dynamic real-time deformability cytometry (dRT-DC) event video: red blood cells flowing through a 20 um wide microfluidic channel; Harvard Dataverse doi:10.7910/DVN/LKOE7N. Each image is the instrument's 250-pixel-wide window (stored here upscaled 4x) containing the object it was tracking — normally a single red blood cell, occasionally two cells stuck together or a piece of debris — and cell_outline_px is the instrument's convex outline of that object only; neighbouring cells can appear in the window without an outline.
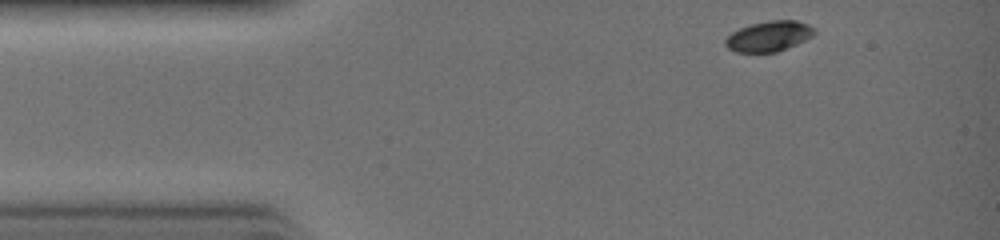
{"species": "common noctule bat (a hibernating species)", "species_latin": "Nyctalus noctula", "temperature_condition": "warm", "stored_images_in_passage": 27, "camera_frame_rate_fps": 3000, "um_per_image_px": 0.085, "animal": {"sex": "female", "body_mass_g": 19.0, "forearm_length_mm": 51.5}, "frame": {"image": 1, "passage_image": 1, "time_ms": 0.0, "image_size_px": [1000, 240], "cell_outline_px": [[816, 32], [812, 36], [796, 44], [776, 52], [736, 52], [728, 48], [724, 44], [724, 40], [732, 32], [740, 28], [752, 24], [768, 20], [796, 20], [808, 24], [816, 28]], "centroid_in_image_um": [65.36, 3.07], "position_along_channel_um": 19.6, "area_um2": 15.72}}
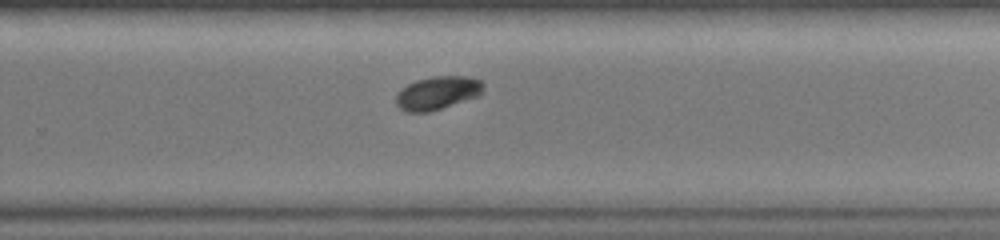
{"frame": {"image": 2, "passage_image": 18, "time_ms": 5.667, "image_size_px": [1000, 240], "cell_outline_px": [[484, 84], [480, 96], [428, 112], [408, 112], [400, 108], [396, 104], [396, 96], [408, 84], [416, 80], [432, 76], [468, 76], [480, 80]], "centroid_in_image_um": [37.22, 7.89], "position_along_channel_um": 292.6, "area_um2": 16.82}}
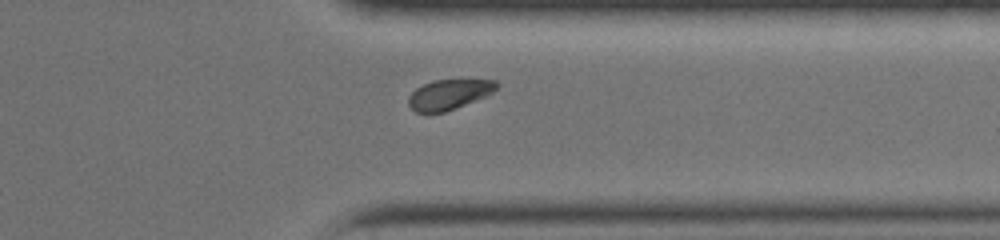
{"frame": {"image": 3, "passage_image": 22, "time_ms": 7.0, "image_size_px": [1000, 240], "cell_outline_px": [[500, 84], [488, 96], [444, 112], [416, 112], [408, 104], [408, 96], [416, 88], [432, 80], [496, 80]], "centroid_in_image_um": [38.18, 8.02], "position_along_channel_um": 373.2, "area_um2": 15.37}}